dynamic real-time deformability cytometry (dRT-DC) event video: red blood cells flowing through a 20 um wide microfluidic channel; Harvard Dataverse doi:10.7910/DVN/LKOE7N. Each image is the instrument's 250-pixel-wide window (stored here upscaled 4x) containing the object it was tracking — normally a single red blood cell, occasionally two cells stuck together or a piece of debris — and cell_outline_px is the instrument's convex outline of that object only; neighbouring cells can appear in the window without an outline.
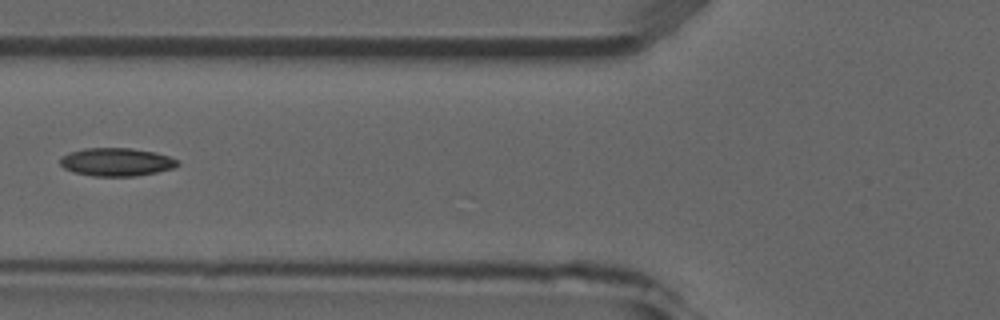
{"species": "common noctule bat (a hibernating species)", "species_latin": "Nyctalus noctula", "temperature_condition": "room temperature", "stored_images_in_passage": 4, "camera_frame_rate_fps": 3000, "um_per_image_px": 0.085, "animal": {"sex": "male", "forearm_length_mm": 52.5}, "frame": {"image": 1, "passage_image": 3, "time_ms": 3.333, "image_size_px": [1000, 320], "cell_outline_px": [[180, 164], [176, 168], [136, 176], [92, 176], [76, 172], [64, 168], [60, 164], [60, 160], [68, 152], [84, 148], [132, 148], [156, 152], [180, 160]], "centroid_in_image_um": [9.95, 13.76], "position_along_channel_um": 115.8, "area_um2": 19.36}}
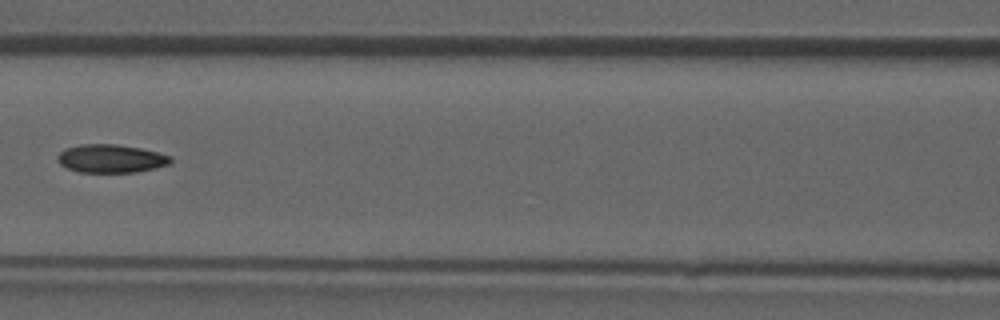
{"frame": {"image": 2, "passage_image": 4, "time_ms": 4.333, "image_size_px": [1000, 320], "cell_outline_px": [[172, 164], [156, 168], [136, 172], [80, 172], [68, 168], [60, 164], [56, 160], [56, 156], [64, 148], [80, 144], [116, 144], [140, 148], [172, 156]], "centroid_in_image_um": [9.43, 13.47], "position_along_channel_um": 157.2, "area_um2": 18.79}}